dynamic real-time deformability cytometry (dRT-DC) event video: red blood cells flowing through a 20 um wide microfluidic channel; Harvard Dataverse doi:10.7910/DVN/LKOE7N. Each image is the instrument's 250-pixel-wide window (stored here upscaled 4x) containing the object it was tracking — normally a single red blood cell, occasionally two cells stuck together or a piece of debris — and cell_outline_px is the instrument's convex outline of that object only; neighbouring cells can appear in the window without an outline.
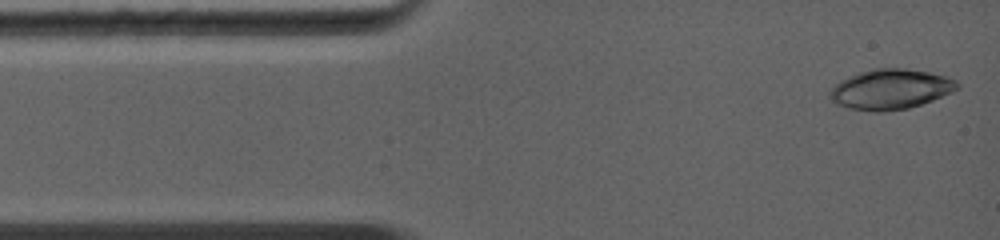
{"species": "common noctule bat (a hibernating species)", "species_latin": "Nyctalus noctula", "temperature_condition": "warm", "stored_images_in_passage": 7, "camera_frame_rate_fps": 5000, "um_per_image_px": 0.085, "animal": {"sex": "female", "body_mass_g": 19.0, "forearm_length_mm": 56.7}, "frame": {"image": 1, "passage_image": 1, "time_ms": 0.0, "image_size_px": [1000, 240], "cell_outline_px": [[960, 88], [932, 100], [908, 108], [880, 112], [872, 112], [848, 108], [836, 104], [828, 96], [828, 92], [840, 80], [848, 76], [872, 68], [904, 68], [928, 72], [944, 76], [956, 80], [960, 84]], "centroid_in_image_um": [75.66, 7.58], "position_along_channel_um": 9.3, "area_um2": 29.82}}